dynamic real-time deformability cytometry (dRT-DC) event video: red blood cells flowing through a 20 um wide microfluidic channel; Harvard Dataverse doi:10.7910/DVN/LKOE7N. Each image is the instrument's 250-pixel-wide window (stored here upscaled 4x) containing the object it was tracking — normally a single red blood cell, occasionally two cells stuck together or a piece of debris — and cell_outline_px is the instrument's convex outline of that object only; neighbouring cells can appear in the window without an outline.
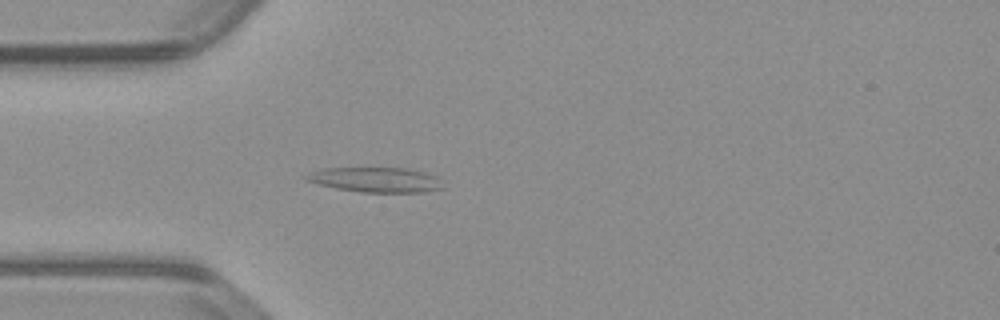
{"species": "common noctule bat (a hibernating species)", "species_latin": "Nyctalus noctula", "temperature_condition": "warm", "stored_images_in_passage": 44, "camera_frame_rate_fps": 3000, "um_per_image_px": 0.085, "animal": {"sex": "male", "body_mass_g": 23.1, "forearm_length_mm": 52.7}, "frame": {"image": 1, "passage_image": 4, "time_ms": 1.0, "image_size_px": [1000, 320], "cell_outline_px": [[444, 188], [424, 192], [360, 192], [336, 188], [320, 184], [308, 180], [304, 176], [320, 168], [408, 168], [424, 172], [436, 176]], "centroid_in_image_um": [31.97, 15.27], "position_along_channel_um": 53.0, "area_um2": 19.65}}
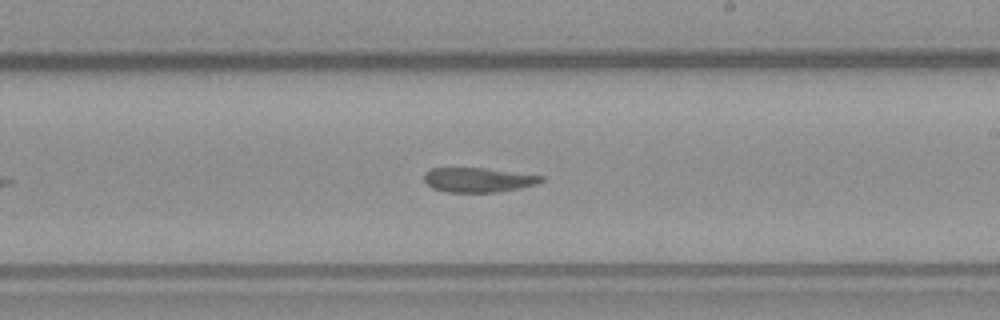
{"frame": {"image": 2, "passage_image": 20, "time_ms": 6.333, "image_size_px": [1000, 320], "cell_outline_px": [[544, 180], [536, 184], [520, 188], [496, 192], [448, 192], [432, 188], [424, 180], [424, 172], [432, 168], [484, 168], [544, 176]], "centroid_in_image_um": [40.63, 15.29], "position_along_channel_um": 248.4, "area_um2": 16.65}}
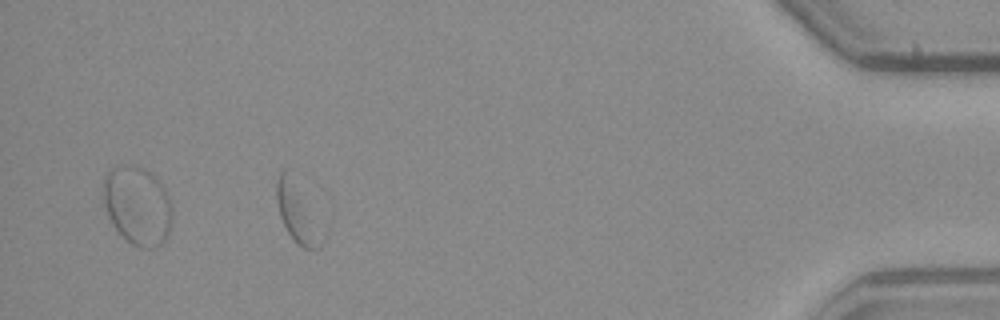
{"frame": {"image": 3, "passage_image": 38, "time_ms": 12.333, "image_size_px": [1000, 320], "cell_outline_px": [[328, 232], [320, 248], [304, 248], [296, 244], [288, 232], [280, 216], [276, 200], [276, 180], [280, 172], [284, 168], [328, 224]], "centroid_in_image_um": [25.45, 18.17], "position_along_channel_um": 409.8, "area_um2": 17.17}, "authors_computed_cell_mechanics": {"area_um2": 17.4845, "velocity_mm_per_s": 3.7688, "shape_relaxation_time_tau1_ms": null, "shape_relaxation_time_tau2_ms": 6.4781, "deformation_change_tau1": null, "deformation_change_tau2": 0.1222}}